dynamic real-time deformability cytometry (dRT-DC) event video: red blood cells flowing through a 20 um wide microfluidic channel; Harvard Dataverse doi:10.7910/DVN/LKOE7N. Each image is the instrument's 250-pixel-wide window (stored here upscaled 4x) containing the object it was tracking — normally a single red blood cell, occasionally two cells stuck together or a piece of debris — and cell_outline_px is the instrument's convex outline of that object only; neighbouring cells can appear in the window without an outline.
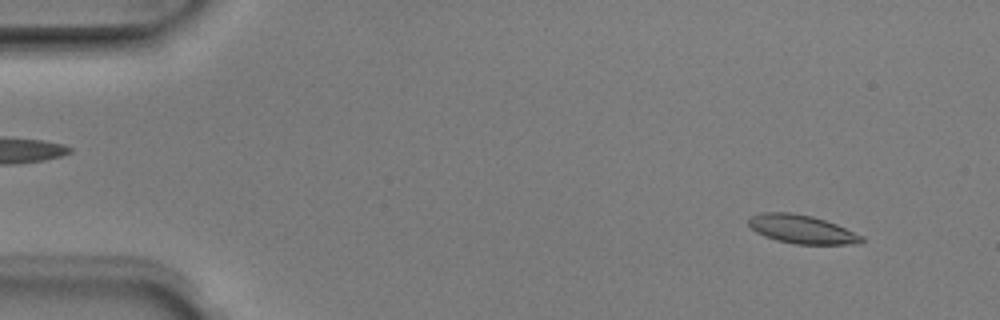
{"species": "Egyptian fruit bat (a non-hibernating species)", "species_latin": "Rousettus aegyptiacus", "temperature_condition": "room temperature", "stored_images_in_passage": 4, "camera_frame_rate_fps": 3000, "um_per_image_px": 0.085, "animal": {"sex": "male"}, "frame": {"image": 1, "passage_image": 1, "time_ms": 0.0, "image_size_px": [1000, 320], "cell_outline_px": [[864, 240], [860, 244], [796, 244], [776, 240], [764, 236], [756, 232], [748, 224], [748, 216], [760, 212], [792, 212], [812, 216], [836, 224], [864, 236]], "centroid_in_image_um": [68.13, 19.48], "position_along_channel_um": 16.9, "area_um2": 18.96}}
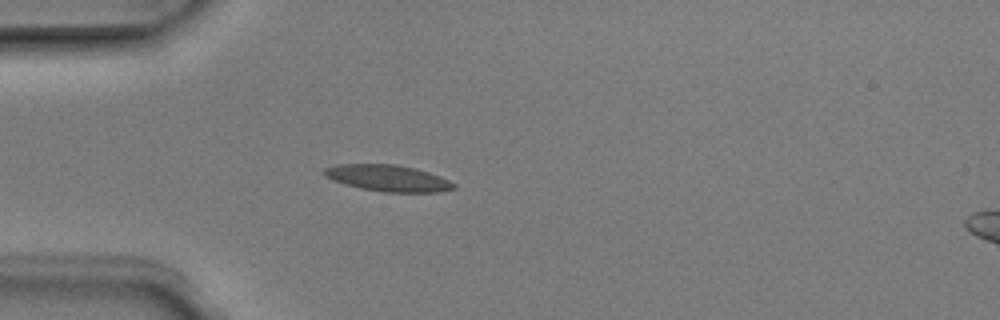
{"frame": {"image": 2, "passage_image": 4, "time_ms": 1.0, "image_size_px": [1000, 320], "cell_outline_px": [[456, 188], [440, 192], [384, 192], [360, 188], [344, 184], [332, 180], [324, 176], [320, 172], [324, 168], [340, 164], [396, 164], [416, 168], [440, 176], [456, 184]], "centroid_in_image_um": [32.95, 15.14], "position_along_channel_um": 52.0, "area_um2": 20.11}}